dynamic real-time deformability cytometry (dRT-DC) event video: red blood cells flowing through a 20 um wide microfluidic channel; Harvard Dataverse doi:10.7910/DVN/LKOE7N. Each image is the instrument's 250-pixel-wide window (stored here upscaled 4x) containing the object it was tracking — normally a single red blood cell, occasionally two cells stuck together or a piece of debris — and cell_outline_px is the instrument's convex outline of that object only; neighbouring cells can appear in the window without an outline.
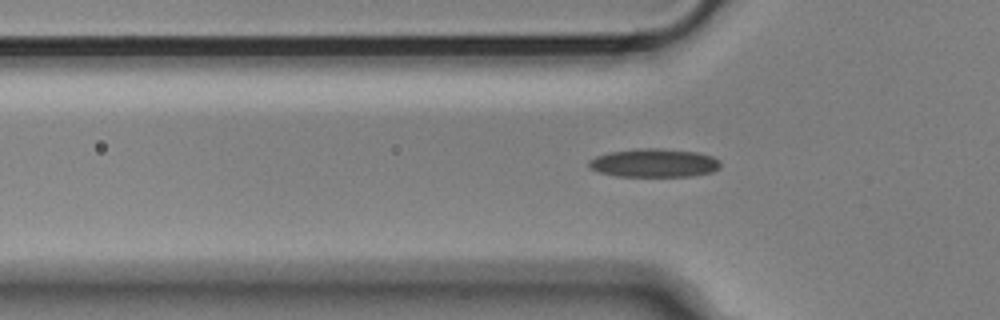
{"species": "Egyptian fruit bat (a non-hibernating species)", "species_latin": "Rousettus aegyptiacus", "temperature_condition": "cold", "stored_images_in_passage": 43, "camera_frame_rate_fps": 3000, "um_per_image_px": 0.085, "animal": {"sex": "male"}, "frame": {"image": 1, "passage_image": 5, "time_ms": 1.333, "image_size_px": [1000, 320], "cell_outline_px": [[720, 168], [712, 172], [692, 176], [616, 176], [600, 172], [588, 168], [588, 160], [596, 156], [608, 152], [636, 148], [660, 148], [696, 152], [712, 156], [720, 160]], "centroid_in_image_um": [55.58, 13.84], "position_along_channel_um": 70.2, "area_um2": 22.02}}
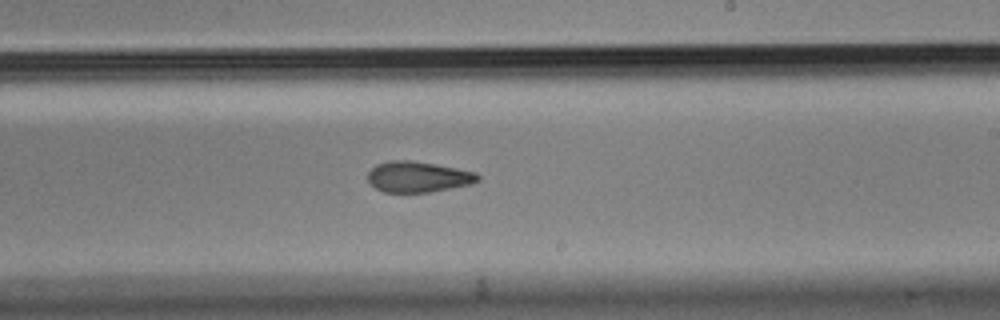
{"frame": {"image": 2, "passage_image": 20, "time_ms": 6.333, "image_size_px": [1000, 320], "cell_outline_px": [[480, 180], [472, 184], [428, 192], [384, 192], [376, 188], [368, 180], [368, 172], [376, 164], [388, 160], [412, 160], [436, 164], [476, 172], [480, 176]], "centroid_in_image_um": [35.54, 15.02], "position_along_channel_um": 253.5, "area_um2": 19.77}}
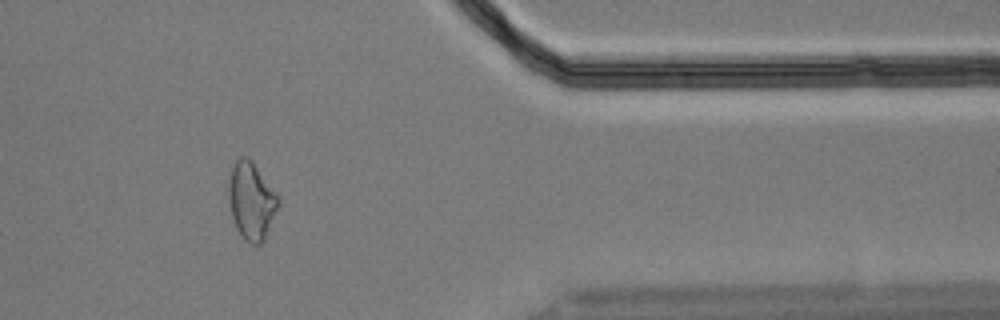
{"frame": {"image": 3, "passage_image": 33, "time_ms": 10.667, "image_size_px": [1000, 320], "cell_outline_px": [[280, 204], [264, 240], [256, 248], [244, 240], [236, 228], [232, 216], [228, 200], [228, 184], [232, 168], [236, 160], [240, 156], [248, 156], [252, 160], [280, 196]], "centroid_in_image_um": [21.39, 17.08], "position_along_channel_um": 390.0, "area_um2": 22.89}, "authors_computed_cell_mechanics": {"area_um2": 20.7502, "velocity_mm_per_s": 3.6513, "shape_relaxation_time_tau1_ms": 6.8697, "shape_relaxation_time_tau2_ms": 3.9825, "deformation_change_tau1": 0.1767, "deformation_change_tau2": 0.1071}}